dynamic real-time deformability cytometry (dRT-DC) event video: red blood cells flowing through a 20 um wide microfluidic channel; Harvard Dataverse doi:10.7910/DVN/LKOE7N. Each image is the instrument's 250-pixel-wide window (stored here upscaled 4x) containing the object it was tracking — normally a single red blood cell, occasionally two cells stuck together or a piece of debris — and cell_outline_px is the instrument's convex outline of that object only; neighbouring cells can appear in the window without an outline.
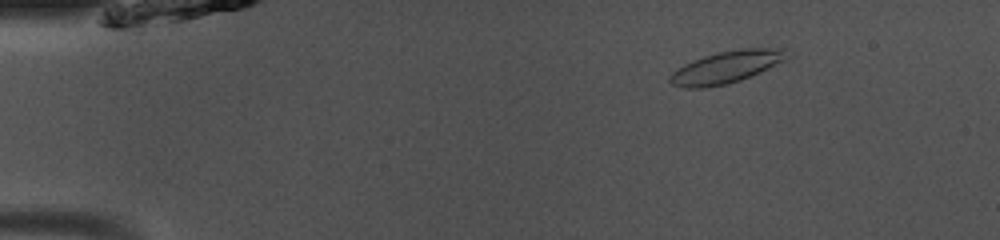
{"species": "common noctule bat (a hibernating species)", "species_latin": "Nyctalus noctula", "temperature_condition": "room temperature", "stored_images_in_passage": 13, "camera_frame_rate_fps": 3000, "um_per_image_px": 0.085, "animal": {"sex": "male", "body_mass_g": 13.0, "forearm_length_mm": 53.1}, "frame": {"image": 1, "passage_image": 6, "time_ms": 1.667, "image_size_px": [1000, 240], "cell_outline_px": [[792, 56], [788, 60], [740, 80], [728, 84], [704, 88], [684, 88], [672, 84], [668, 80], [672, 72], [684, 64], [692, 60], [704, 56], [720, 52], [740, 48], [784, 48], [792, 52]], "centroid_in_image_um": [61.81, 5.69], "position_along_channel_um": 23.2, "area_um2": 22.2}}